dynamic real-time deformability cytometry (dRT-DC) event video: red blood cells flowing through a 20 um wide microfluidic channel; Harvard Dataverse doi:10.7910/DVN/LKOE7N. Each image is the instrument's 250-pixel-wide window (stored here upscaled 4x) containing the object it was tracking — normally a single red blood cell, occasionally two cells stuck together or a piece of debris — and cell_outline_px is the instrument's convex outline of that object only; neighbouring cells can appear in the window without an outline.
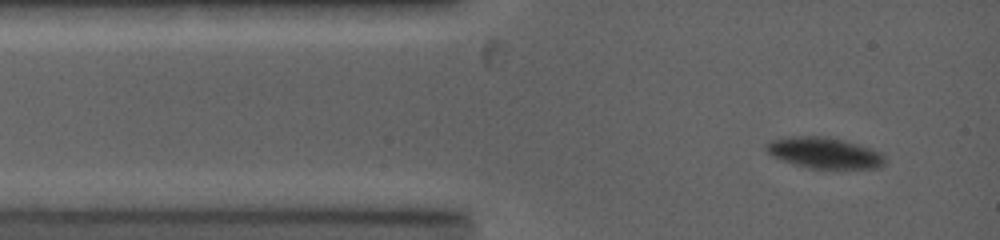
{"species": "common noctule bat (a hibernating species)", "species_latin": "Nyctalus noctula", "temperature_condition": "warm", "stored_images_in_passage": 7, "camera_frame_rate_fps": 5000, "um_per_image_px": 0.085, "animal": {"sex": "female", "body_mass_g": 19.0, "forearm_length_mm": 53.3}, "frame": {"image": 1, "passage_image": 1, "time_ms": 0.0, "image_size_px": [1000, 240], "cell_outline_px": [[884, 164], [880, 168], [808, 168], [780, 160], [772, 156], [764, 148], [764, 144], [768, 140], [792, 136], [824, 136], [844, 140], [880, 152], [884, 156]], "centroid_in_image_um": [70.0, 12.99], "position_along_channel_um": 15.0, "area_um2": 21.44}}
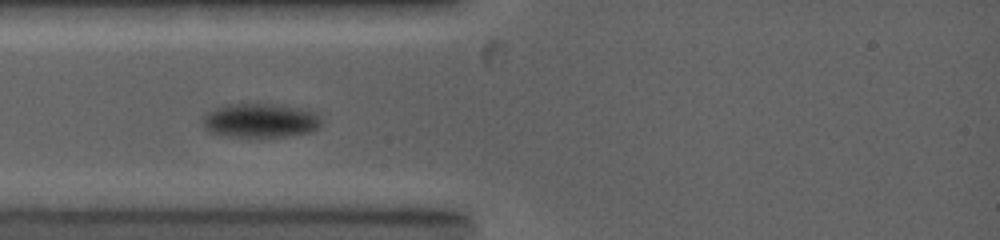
{"frame": {"image": 2, "passage_image": 5, "time_ms": 2.2, "image_size_px": [1000, 240], "cell_outline_px": [[320, 124], [316, 128], [308, 132], [288, 136], [236, 136], [208, 132], [204, 128], [204, 112], [224, 104], [256, 100], [304, 108], [316, 112], [320, 116]], "centroid_in_image_um": [22.1, 10.16], "position_along_channel_um": 62.9, "area_um2": 24.39}}